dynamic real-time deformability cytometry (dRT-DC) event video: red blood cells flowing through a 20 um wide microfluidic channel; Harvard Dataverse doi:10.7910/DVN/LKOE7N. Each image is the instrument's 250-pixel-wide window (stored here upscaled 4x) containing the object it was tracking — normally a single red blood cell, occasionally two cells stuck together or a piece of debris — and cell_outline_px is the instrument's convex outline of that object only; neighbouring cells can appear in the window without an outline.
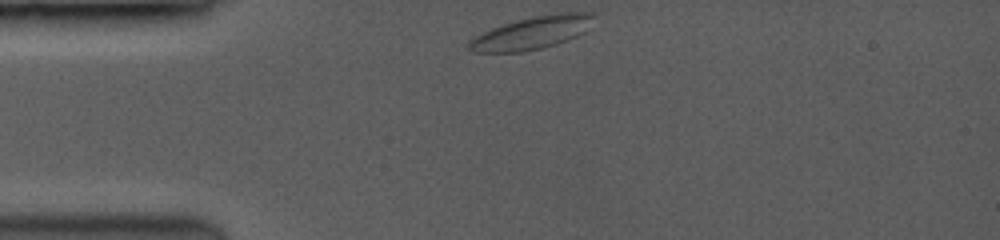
{"species": "common noctule bat (a hibernating species)", "species_latin": "Nyctalus noctula", "temperature_condition": "room temperature", "stored_images_in_passage": 2, "camera_frame_rate_fps": 3500, "um_per_image_px": 0.085, "animal": {"sex": "female", "body_mass_g": 19.0, "forearm_length_mm": 53.3}, "frame": {"image": 1, "passage_image": 1, "time_ms": 0.0, "image_size_px": [1000, 240], "cell_outline_px": [[596, 16], [584, 32], [576, 36], [556, 44], [540, 48], [520, 52], [476, 52], [468, 48], [468, 44], [476, 36], [492, 28], [516, 20], [532, 16], [560, 12], [596, 12]], "centroid_in_image_um": [45.27, 2.76], "position_along_channel_um": 39.7, "area_um2": 23.58}}